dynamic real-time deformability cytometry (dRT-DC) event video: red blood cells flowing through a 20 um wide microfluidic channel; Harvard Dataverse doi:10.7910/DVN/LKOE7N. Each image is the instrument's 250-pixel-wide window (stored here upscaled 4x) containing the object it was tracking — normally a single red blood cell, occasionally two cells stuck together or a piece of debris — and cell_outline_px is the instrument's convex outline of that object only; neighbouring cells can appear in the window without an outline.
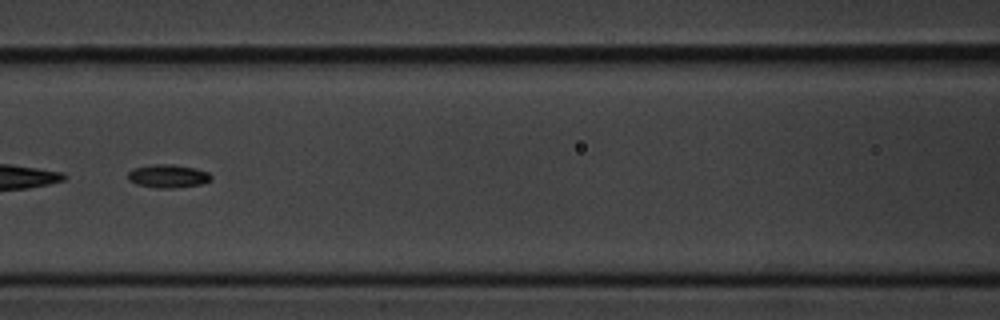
{"species": "common noctule bat (a hibernating species)", "species_latin": "Nyctalus noctula", "temperature_condition": "cold", "stored_images_in_passage": 55, "segment_of_instrument_passage": [2, 2], "camera_frame_rate_fps": 3000, "um_per_image_px": 0.085, "animal": {"sex": "male", "body_mass_g": 20.1, "forearm_length_mm": 53.5}, "frame": {"image": 1, "passage_image": 25, "time_ms": 8.0, "image_size_px": [1000, 320], "cell_outline_px": [[212, 180], [200, 184], [172, 188], [156, 188], [136, 184], [128, 180], [128, 172], [132, 168], [152, 164], [172, 164], [192, 168], [208, 172], [212, 176]], "centroid_in_image_um": [14.24, 14.97], "position_along_channel_um": 152.4, "area_um2": 11.27}}
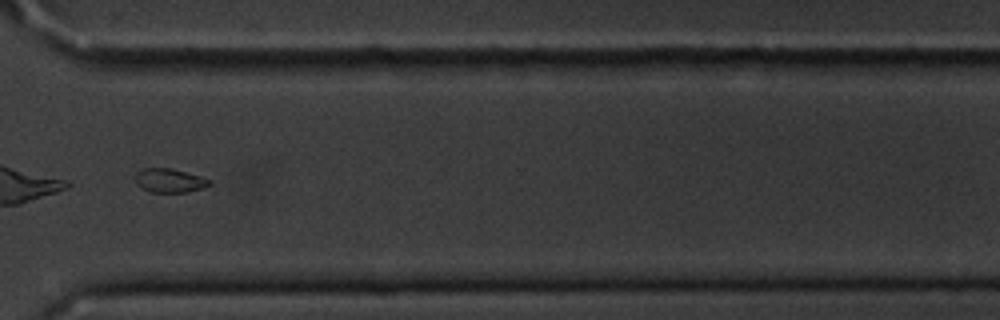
{"frame": {"image": 2, "passage_image": 42, "time_ms": 13.667, "image_size_px": [1000, 320], "cell_outline_px": [[212, 184], [204, 188], [188, 192], [152, 192], [136, 184], [136, 172], [144, 168], [168, 168], [200, 176], [212, 180]], "centroid_in_image_um": [14.45, 15.35], "position_along_channel_um": 356.1, "area_um2": 10.23}}